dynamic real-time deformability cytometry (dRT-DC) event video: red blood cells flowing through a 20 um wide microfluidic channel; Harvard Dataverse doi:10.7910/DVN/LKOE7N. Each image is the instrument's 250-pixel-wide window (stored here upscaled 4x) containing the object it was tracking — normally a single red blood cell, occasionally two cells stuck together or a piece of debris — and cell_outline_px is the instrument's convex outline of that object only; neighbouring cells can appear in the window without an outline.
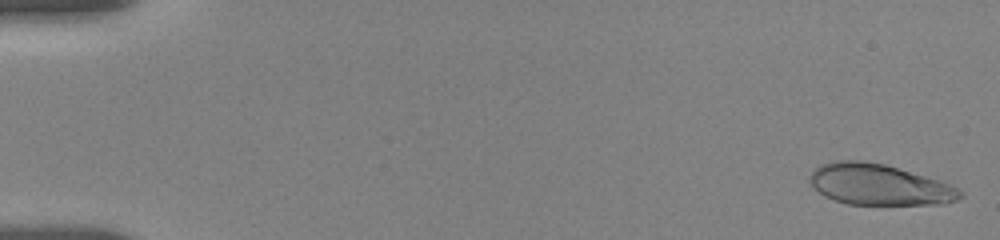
{"species": "human", "species_latin": "Homo sapiens", "temperature_condition": "room temperature", "stored_images_in_passage": 54, "camera_frame_rate_fps": 3000, "um_per_image_px": 0.085, "donor": {"sex": "female"}, "frame": {"image": 1, "passage_image": 2, "time_ms": 0.333, "image_size_px": [1000, 240], "cell_outline_px": [[964, 196], [956, 200], [944, 204], [848, 204], [824, 196], [808, 180], [808, 176], [816, 168], [824, 164], [836, 160], [860, 160], [884, 164], [940, 180], [964, 192]], "centroid_in_image_um": [74.74, 15.69], "position_along_channel_um": 10.3, "area_um2": 35.6}}
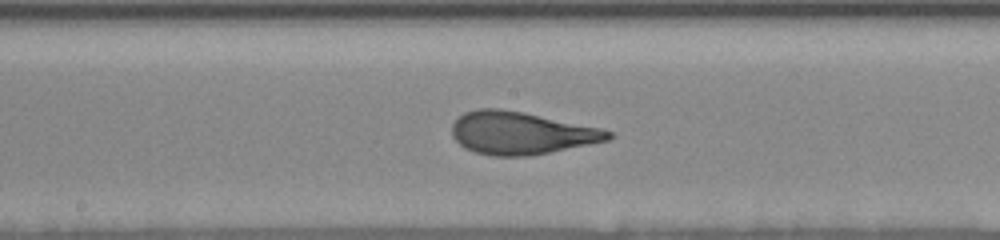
{"frame": {"image": 2, "passage_image": 33, "time_ms": 9.667, "image_size_px": [1000, 240], "cell_outline_px": [[612, 136], [608, 140], [528, 156], [492, 156], [476, 152], [464, 148], [452, 136], [452, 124], [464, 112], [480, 108], [500, 108], [524, 112], [600, 128], [612, 132]], "centroid_in_image_um": [44.24, 11.3], "position_along_channel_um": 204.0, "area_um2": 38.44}}
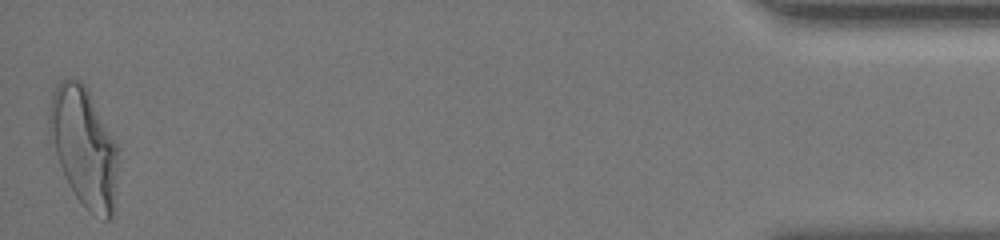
{"frame": {"image": 3, "passage_image": 54, "time_ms": 18.0, "image_size_px": [1000, 240], "cell_outline_px": [[116, 212], [108, 220], [104, 220], [92, 212], [76, 196], [48, 140], [48, 116], [52, 92], [56, 84], [60, 80], [80, 80], [88, 88], [116, 144]], "centroid_in_image_um": [7.12, 12.46], "position_along_channel_um": 428.1, "area_um2": 47.34}, "authors_computed_cell_mechanics": {"area_um2": 38.0613, "velocity_mm_per_s": 3.66, "shape_relaxation_time_tau1_ms": 5.7527, "shape_relaxation_time_tau2_ms": null, "deformation_change_tau1": 0.2288, "deformation_change_tau2": null}}